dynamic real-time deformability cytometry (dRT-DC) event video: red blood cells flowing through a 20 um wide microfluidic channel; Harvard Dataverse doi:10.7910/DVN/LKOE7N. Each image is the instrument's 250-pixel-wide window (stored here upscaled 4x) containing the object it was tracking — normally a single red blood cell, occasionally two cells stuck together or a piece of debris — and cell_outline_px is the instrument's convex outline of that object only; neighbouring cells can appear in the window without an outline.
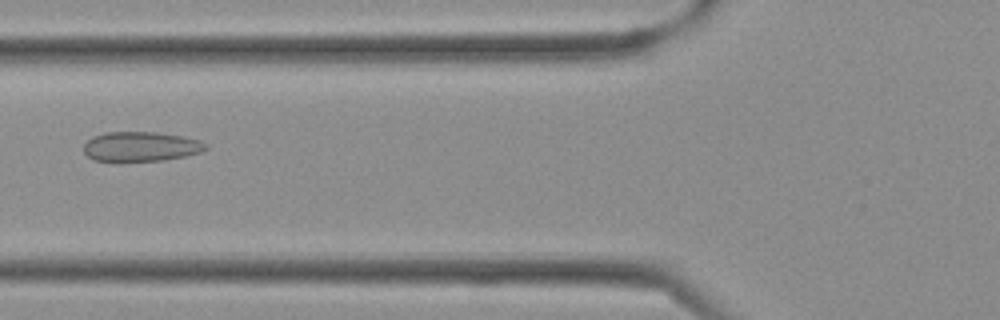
{"species": "Egyptian fruit bat (a non-hibernating species)", "species_latin": "Rousettus aegyptiacus", "temperature_condition": "cold", "stored_images_in_passage": 37, "camera_frame_rate_fps": 3000, "um_per_image_px": 0.085, "frame": {"image": 1, "passage_image": 14, "time_ms": 4.333, "image_size_px": [1000, 320], "cell_outline_px": [[208, 148], [200, 152], [184, 156], [160, 160], [116, 164], [92, 160], [84, 152], [84, 144], [92, 136], [108, 132], [156, 132], [184, 136], [200, 140], [208, 144]], "centroid_in_image_um": [11.92, 12.49], "position_along_channel_um": 113.9, "area_um2": 21.85}}
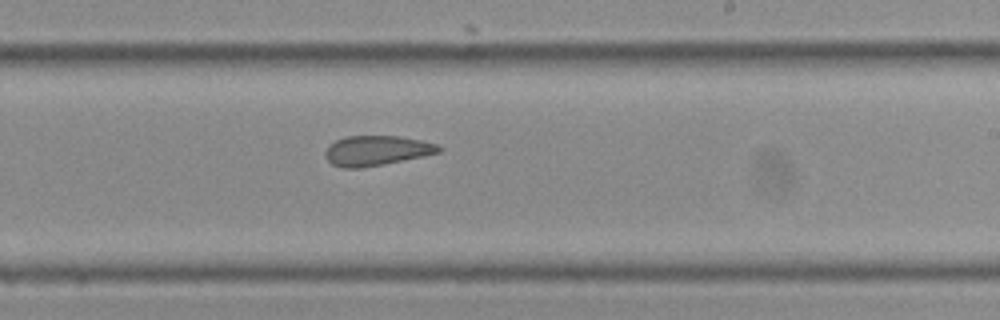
{"frame": {"image": 2, "passage_image": 22, "time_ms": 7.0, "image_size_px": [1000, 320], "cell_outline_px": [[444, 148], [440, 152], [424, 156], [384, 164], [360, 168], [344, 168], [332, 164], [324, 156], [324, 152], [328, 144], [344, 136], [400, 136], [420, 140], [436, 144]], "centroid_in_image_um": [31.98, 12.8], "position_along_channel_um": 257.0, "area_um2": 19.94}}
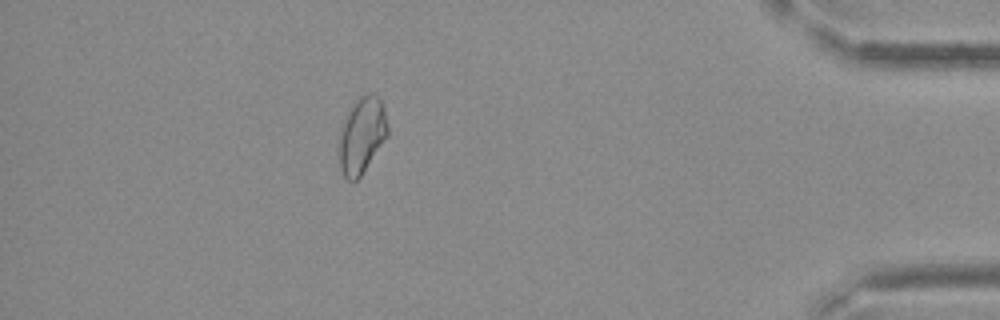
{"frame": {"image": 3, "passage_image": 33, "time_ms": 10.667, "image_size_px": [1000, 320], "cell_outline_px": [[388, 136], [360, 176], [356, 180], [348, 180], [344, 176], [340, 168], [340, 128], [352, 104], [364, 92], [372, 92], [384, 104], [388, 124]], "centroid_in_image_um": [30.78, 11.44], "position_along_channel_um": 404.4, "area_um2": 21.56}}